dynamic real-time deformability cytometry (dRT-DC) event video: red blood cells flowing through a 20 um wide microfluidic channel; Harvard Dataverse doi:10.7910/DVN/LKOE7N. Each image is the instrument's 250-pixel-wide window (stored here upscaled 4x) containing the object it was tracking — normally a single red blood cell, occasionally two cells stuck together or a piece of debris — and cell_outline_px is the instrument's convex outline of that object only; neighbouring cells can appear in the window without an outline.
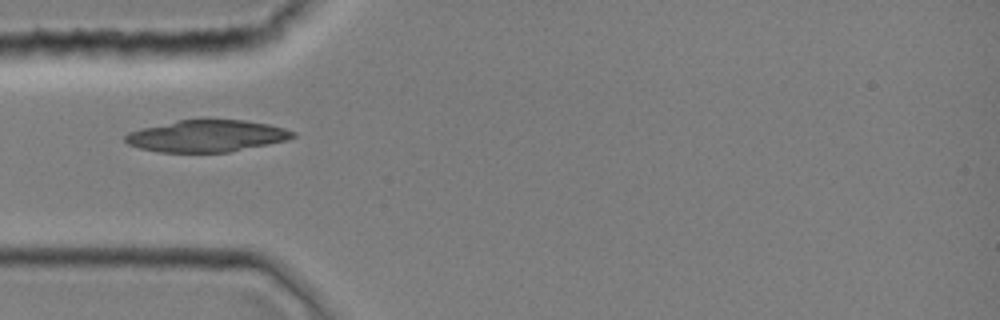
{"species": "common noctule bat (a hibernating species)", "species_latin": "Nyctalus noctula", "temperature_condition": "room temperature", "stored_images_in_passage": 31, "camera_frame_rate_fps": 3000, "um_per_image_px": 0.085, "animal": {"sex": "female", "body_mass_g": 19.0, "forearm_length_mm": 51.5}, "frame": {"image": 1, "passage_image": 1, "time_ms": 0.0, "image_size_px": [1000, 320], "cell_outline_px": [[296, 136], [288, 140], [228, 152], [160, 152], [140, 148], [128, 144], [124, 140], [124, 136], [128, 132], [140, 128], [180, 120], [208, 116], [244, 120], [268, 124], [284, 128], [296, 132]], "centroid_in_image_um": [17.58, 11.52], "position_along_channel_um": 67.4, "area_um2": 31.85}}
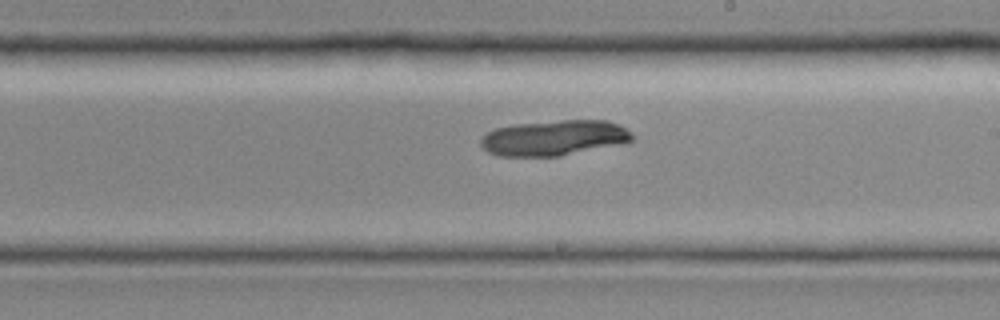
{"frame": {"image": 2, "passage_image": 13, "time_ms": 4.0, "image_size_px": [1000, 320], "cell_outline_px": [[636, 140], [628, 144], [560, 156], [500, 156], [488, 152], [480, 144], [480, 136], [484, 132], [496, 128], [516, 124], [560, 120], [604, 120], [620, 124], [632, 132], [636, 136]], "centroid_in_image_um": [47.19, 11.72], "position_along_channel_um": 241.8, "area_um2": 32.08}}
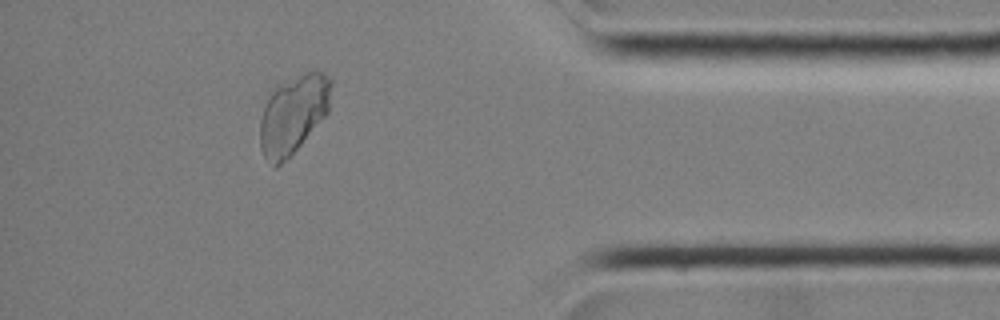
{"frame": {"image": 3, "passage_image": 26, "time_ms": 8.333, "image_size_px": [1000, 320], "cell_outline_px": [[332, 84], [328, 112], [292, 156], [276, 168], [272, 168], [264, 156], [260, 148], [260, 120], [264, 108], [276, 84], [304, 72], [316, 68], [324, 72], [332, 80]], "centroid_in_image_um": [24.94, 9.72], "position_along_channel_um": 410.3, "area_um2": 33.12}}